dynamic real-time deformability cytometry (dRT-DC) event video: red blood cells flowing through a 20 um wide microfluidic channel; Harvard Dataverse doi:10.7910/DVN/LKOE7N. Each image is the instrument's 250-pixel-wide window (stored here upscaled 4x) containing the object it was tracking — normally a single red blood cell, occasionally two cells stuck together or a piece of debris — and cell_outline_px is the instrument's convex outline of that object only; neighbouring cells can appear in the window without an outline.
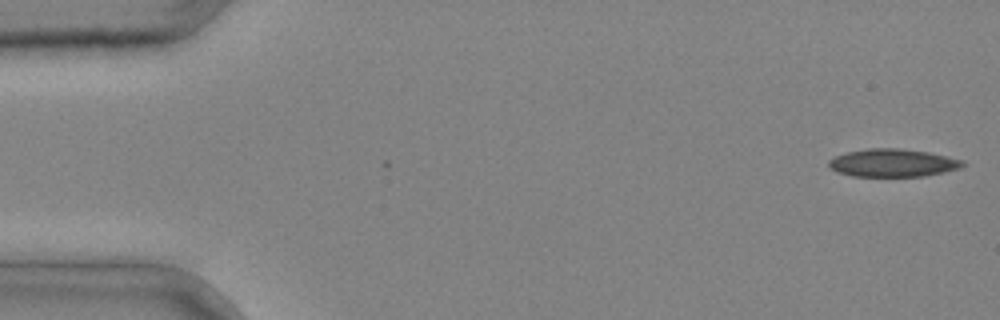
{"species": "common noctule bat (a hibernating species)", "species_latin": "Nyctalus noctula", "temperature_condition": "cold", "stored_images_in_passage": 5, "camera_frame_rate_fps": 3000, "um_per_image_px": 0.085, "animal": {"sex": "male", "body_mass_g": 20.4}, "frame": {"image": 1, "passage_image": 1, "time_ms": 0.0, "image_size_px": [1000, 320], "cell_outline_px": [[964, 164], [960, 168], [944, 172], [924, 176], [852, 176], [836, 172], [828, 164], [828, 160], [836, 156], [848, 152], [868, 148], [896, 148], [928, 152], [964, 160]], "centroid_in_image_um": [75.88, 13.85], "position_along_channel_um": 9.1, "area_um2": 21.62}}
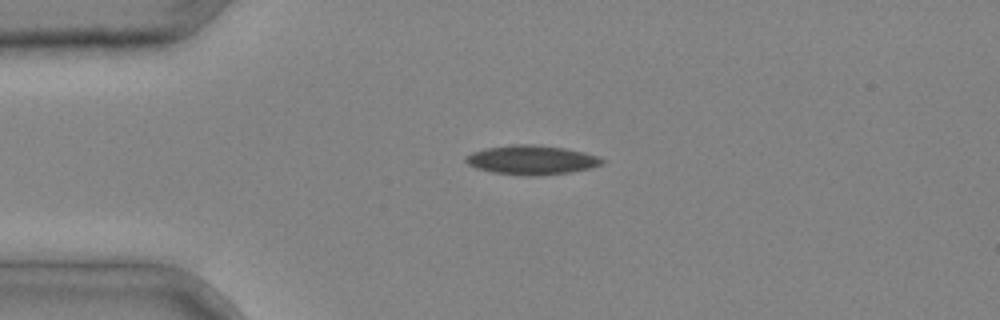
{"frame": {"image": 2, "passage_image": 3, "time_ms": 0.667, "image_size_px": [1000, 320], "cell_outline_px": [[604, 164], [592, 168], [568, 172], [540, 176], [528, 176], [492, 172], [476, 168], [468, 164], [464, 160], [464, 156], [472, 152], [484, 148], [512, 144], [536, 144], [564, 148], [584, 152], [600, 156], [604, 160]], "centroid_in_image_um": [45.19, 13.59], "position_along_channel_um": 39.8, "area_um2": 23.52}}